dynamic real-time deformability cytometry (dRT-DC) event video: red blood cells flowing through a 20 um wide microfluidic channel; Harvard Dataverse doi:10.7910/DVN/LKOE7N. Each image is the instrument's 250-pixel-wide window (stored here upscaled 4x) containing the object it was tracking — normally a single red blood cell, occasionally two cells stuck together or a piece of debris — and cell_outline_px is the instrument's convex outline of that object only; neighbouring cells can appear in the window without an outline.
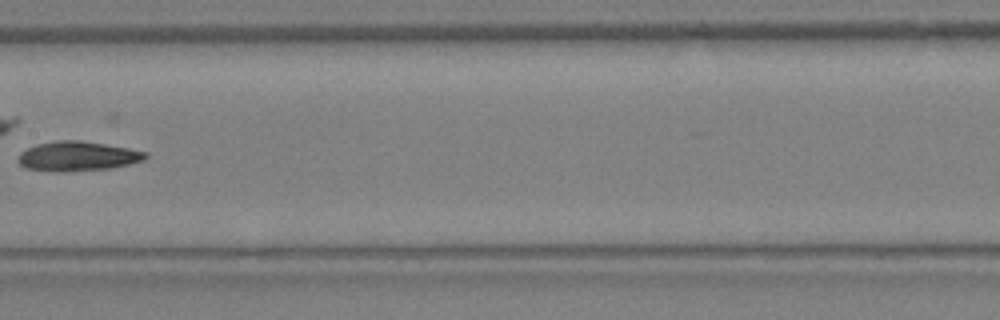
{"species": "Egyptian fruit bat (a non-hibernating species)", "species_latin": "Rousettus aegyptiacus", "temperature_condition": "warm", "stored_images_in_passage": 28, "camera_frame_rate_fps": 3000, "um_per_image_px": 0.085, "animal": {"sex": "female"}, "frame": {"image": 1, "passage_image": 14, "time_ms": 4.333, "image_size_px": [1000, 320], "cell_outline_px": [[148, 156], [144, 160], [112, 168], [60, 172], [56, 172], [24, 168], [16, 160], [20, 152], [36, 144], [56, 140], [80, 140], [128, 148], [148, 152]], "centroid_in_image_um": [6.56, 13.28], "position_along_channel_um": 200.8, "area_um2": 22.08}}
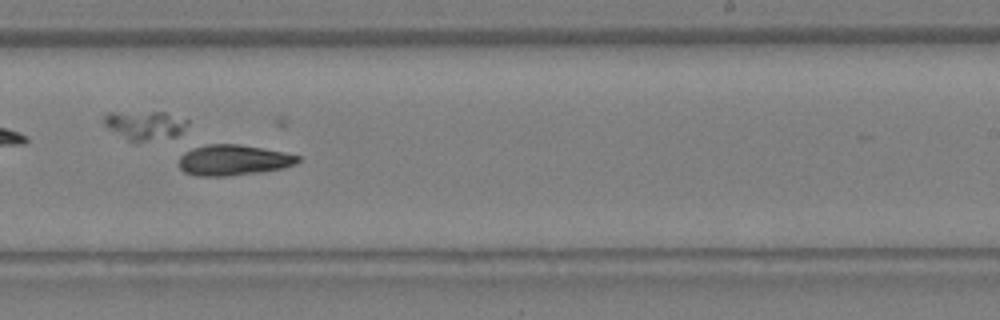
{"frame": {"image": 2, "passage_image": 17, "time_ms": 5.333, "image_size_px": [1000, 320], "cell_outline_px": [[300, 160], [296, 164], [284, 168], [260, 172], [224, 176], [196, 176], [184, 172], [180, 168], [180, 156], [184, 152], [192, 148], [208, 144], [240, 144], [284, 152], [300, 156]], "centroid_in_image_um": [19.84, 13.61], "position_along_channel_um": 269.2, "area_um2": 21.27}}